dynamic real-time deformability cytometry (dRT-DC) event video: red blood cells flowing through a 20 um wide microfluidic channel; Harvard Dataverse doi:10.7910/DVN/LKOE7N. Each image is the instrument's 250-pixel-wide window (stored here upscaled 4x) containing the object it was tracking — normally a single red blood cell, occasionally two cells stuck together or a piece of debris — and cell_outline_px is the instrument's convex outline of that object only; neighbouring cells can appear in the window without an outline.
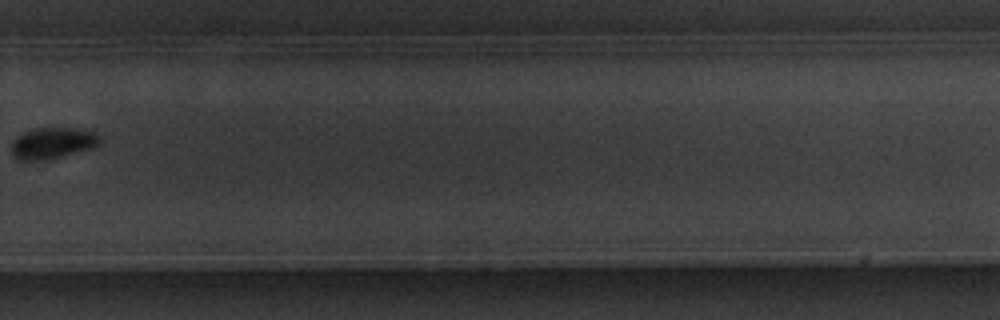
{"species": "common noctule bat (a hibernating species)", "species_latin": "Nyctalus noctula", "temperature_condition": "warm", "stored_images_in_passage": 13, "camera_frame_rate_fps": 3000, "um_per_image_px": 0.085, "animal": {"sex": "male", "body_mass_g": 20.1, "forearm_length_mm": 53.5}, "frame": {"image": 1, "passage_image": 13, "time_ms": 15.0, "image_size_px": [1000, 320], "cell_outline_px": [[100, 144], [88, 148], [60, 156], [44, 160], [20, 160], [12, 156], [12, 140], [16, 136], [24, 132], [40, 128], [68, 128], [92, 132], [100, 136]], "centroid_in_image_um": [4.39, 12.16], "position_along_channel_um": 325.4, "area_um2": 15.61}}